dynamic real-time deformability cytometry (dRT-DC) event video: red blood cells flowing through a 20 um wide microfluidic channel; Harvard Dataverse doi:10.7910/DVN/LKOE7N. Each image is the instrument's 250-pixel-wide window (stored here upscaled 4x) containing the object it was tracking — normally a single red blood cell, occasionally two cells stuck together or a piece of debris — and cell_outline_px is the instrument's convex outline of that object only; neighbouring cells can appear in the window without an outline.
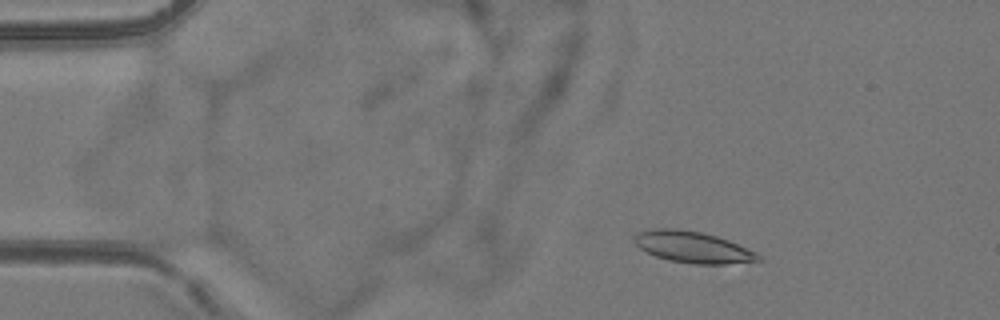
{"species": "common noctule bat (a hibernating species)", "species_latin": "Nyctalus noctula", "temperature_condition": "room temperature", "stored_images_in_passage": 19, "camera_frame_rate_fps": 3000, "um_per_image_px": 0.085, "animal": {"sex": "female", "body_mass_g": 24.6, "forearm_length_mm": 56.2}, "frame": {"image": 1, "passage_image": 9, "time_ms": 2.667, "image_size_px": [1000, 320], "cell_outline_px": [[764, 260], [724, 264], [692, 264], [668, 260], [656, 256], [640, 248], [632, 240], [632, 236], [636, 232], [652, 228], [680, 228], [700, 232], [716, 236], [728, 240], [756, 252]], "centroid_in_image_um": [58.84, 20.99], "position_along_channel_um": 26.2, "area_um2": 22.83}}